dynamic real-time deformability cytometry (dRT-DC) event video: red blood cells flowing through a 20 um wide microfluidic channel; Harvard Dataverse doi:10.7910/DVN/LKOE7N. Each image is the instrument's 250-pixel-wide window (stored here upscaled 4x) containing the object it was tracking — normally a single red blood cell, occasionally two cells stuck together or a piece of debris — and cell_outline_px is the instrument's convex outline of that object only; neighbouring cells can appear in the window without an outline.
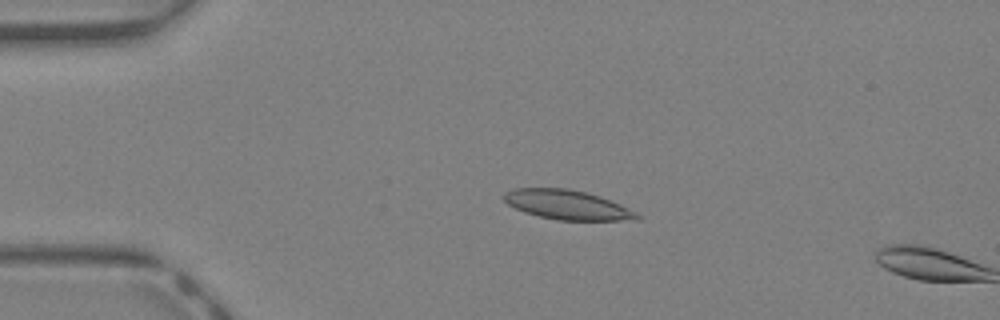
{"species": "Egyptian fruit bat (a non-hibernating species)", "species_latin": "Rousettus aegyptiacus", "temperature_condition": "warm", "stored_images_in_passage": 11, "camera_frame_rate_fps": 3000, "um_per_image_px": 0.085, "animal": {"sex": "female"}, "frame": {"image": 1, "passage_image": 10, "time_ms": 3.0, "image_size_px": [1000, 320], "cell_outline_px": [[640, 220], [556, 220], [524, 212], [508, 204], [504, 200], [504, 192], [512, 188], [568, 188], [584, 192], [620, 204], [636, 212], [640, 216]], "centroid_in_image_um": [48.19, 17.41], "position_along_channel_um": 36.8, "area_um2": 22.6}}